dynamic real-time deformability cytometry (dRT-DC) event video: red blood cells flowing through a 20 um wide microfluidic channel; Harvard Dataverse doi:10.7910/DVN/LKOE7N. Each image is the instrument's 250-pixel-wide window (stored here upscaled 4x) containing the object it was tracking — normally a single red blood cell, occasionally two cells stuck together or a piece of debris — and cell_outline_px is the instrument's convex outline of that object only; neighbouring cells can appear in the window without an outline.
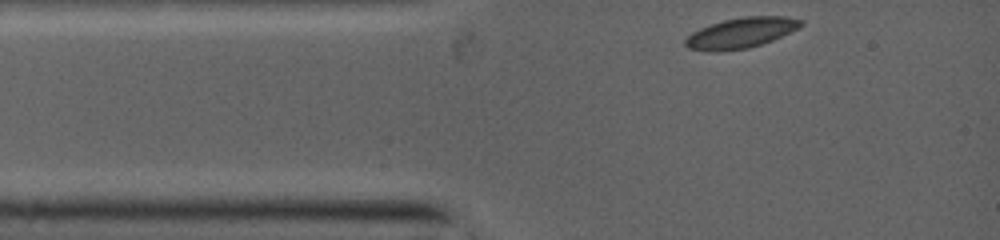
{"species": "common noctule bat (a hibernating species)", "species_latin": "Nyctalus noctula", "temperature_condition": "warm", "stored_images_in_passage": 54, "camera_frame_rate_fps": 5000, "um_per_image_px": 0.085, "animal": {"sex": "female", "body_mass_g": 19.0, "forearm_length_mm": 53.3}, "frame": {"image": 1, "passage_image": 1, "time_ms": 0.0, "image_size_px": [1000, 240], "cell_outline_px": [[804, 20], [796, 28], [772, 40], [748, 48], [688, 48], [684, 44], [684, 40], [692, 32], [700, 28], [724, 20], [744, 16], [784, 16]], "centroid_in_image_um": [63.02, 2.73], "position_along_channel_um": 22.0, "area_um2": 19.25}}
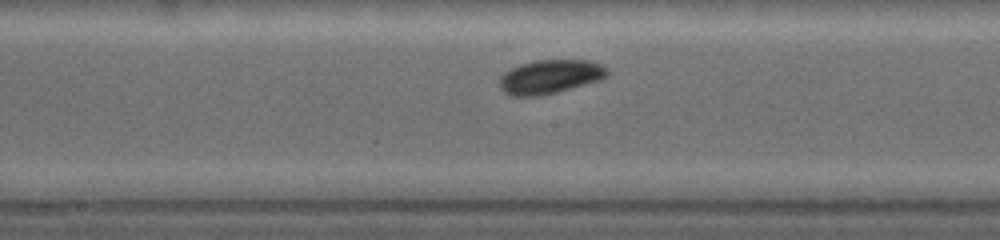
{"frame": {"image": 2, "passage_image": 32, "time_ms": 4.6, "image_size_px": [1000, 240], "cell_outline_px": [[608, 72], [604, 76], [596, 80], [552, 92], [528, 96], [524, 96], [508, 92], [500, 88], [500, 80], [512, 68], [520, 64], [536, 60], [588, 60], [600, 64]], "centroid_in_image_um": [46.75, 6.47], "position_along_channel_um": 201.5, "area_um2": 19.88}}
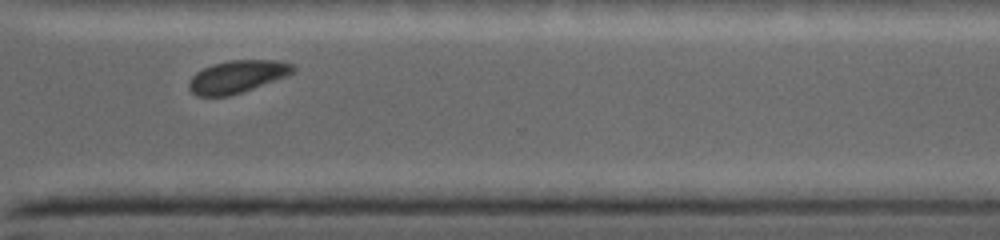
{"frame": {"image": 3, "passage_image": 53, "time_ms": 8.0, "image_size_px": [1000, 240], "cell_outline_px": [[296, 68], [288, 76], [228, 96], [200, 96], [192, 92], [188, 88], [188, 84], [192, 76], [196, 72], [212, 64], [228, 60], [276, 60], [292, 64]], "centroid_in_image_um": [20.15, 6.5], "position_along_channel_um": 350.4, "area_um2": 19.54}}